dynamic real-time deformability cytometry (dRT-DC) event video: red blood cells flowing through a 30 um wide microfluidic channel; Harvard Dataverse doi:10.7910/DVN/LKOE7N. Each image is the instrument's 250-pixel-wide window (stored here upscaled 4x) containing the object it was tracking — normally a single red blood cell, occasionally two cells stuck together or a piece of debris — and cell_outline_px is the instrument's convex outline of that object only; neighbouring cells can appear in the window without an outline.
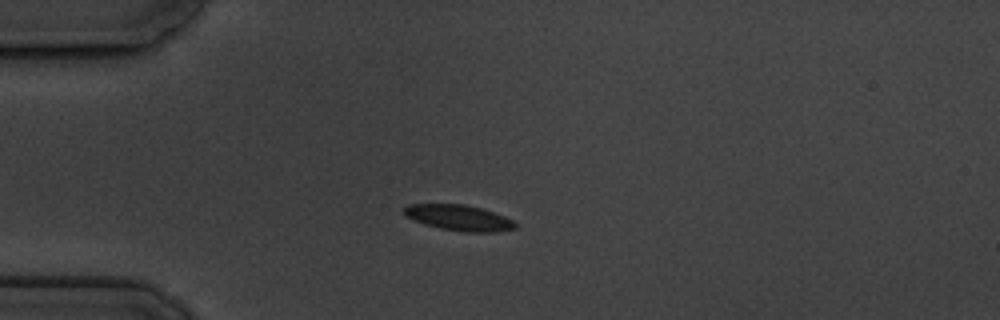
{"species": "common noctule bat (a hibernating species)", "species_latin": "Nyctalus noctula", "temperature_condition": "cold", "stored_images_in_passage": 8, "camera_frame_rate_fps": 3000, "um_per_image_px": 0.085, "animal": {"sex": "male", "body_mass_g": 19.5, "forearm_length_mm": 54.6}, "frame": {"image": 1, "passage_image": 1, "time_ms": 0.0, "image_size_px": [1000, 320], "cell_outline_px": [[516, 228], [496, 232], [464, 232], [440, 228], [424, 224], [412, 220], [404, 216], [404, 208], [408, 204], [464, 204], [480, 208], [504, 216], [512, 220], [516, 224]], "centroid_in_image_um": [38.97, 18.51], "position_along_channel_um": 46.0, "area_um2": 16.65}}
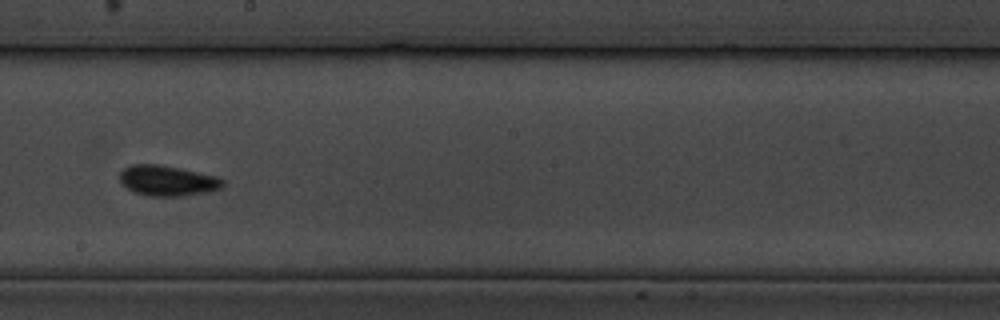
{"frame": {"image": 2, "passage_image": 6, "time_ms": 6.0, "image_size_px": [1000, 320], "cell_outline_px": [[224, 184], [220, 188], [208, 192], [184, 196], [148, 196], [136, 192], [128, 188], [120, 180], [120, 172], [124, 168], [132, 164], [156, 164], [180, 168], [216, 176], [224, 180]], "centroid_in_image_um": [14.25, 15.36], "position_along_channel_um": 233.9, "area_um2": 18.15}}
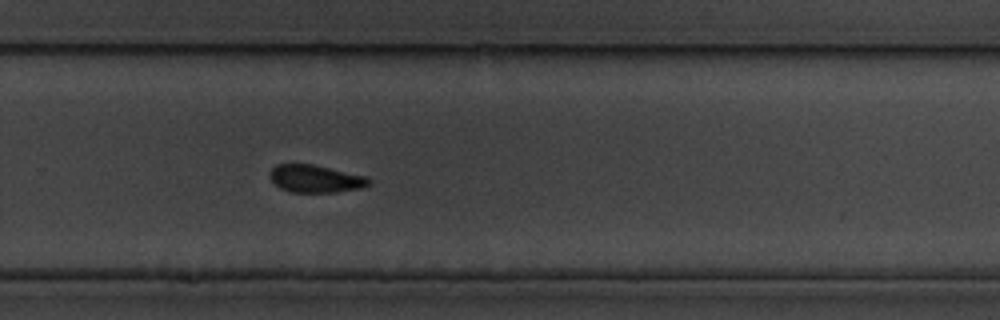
{"frame": {"image": 3, "passage_image": 8, "time_ms": 8.0, "image_size_px": [1000, 320], "cell_outline_px": [[372, 184], [360, 188], [336, 192], [292, 192], [280, 188], [268, 176], [268, 172], [276, 164], [312, 164], [368, 176], [372, 180]], "centroid_in_image_um": [26.84, 15.18], "position_along_channel_um": 303.0, "area_um2": 16.07}}